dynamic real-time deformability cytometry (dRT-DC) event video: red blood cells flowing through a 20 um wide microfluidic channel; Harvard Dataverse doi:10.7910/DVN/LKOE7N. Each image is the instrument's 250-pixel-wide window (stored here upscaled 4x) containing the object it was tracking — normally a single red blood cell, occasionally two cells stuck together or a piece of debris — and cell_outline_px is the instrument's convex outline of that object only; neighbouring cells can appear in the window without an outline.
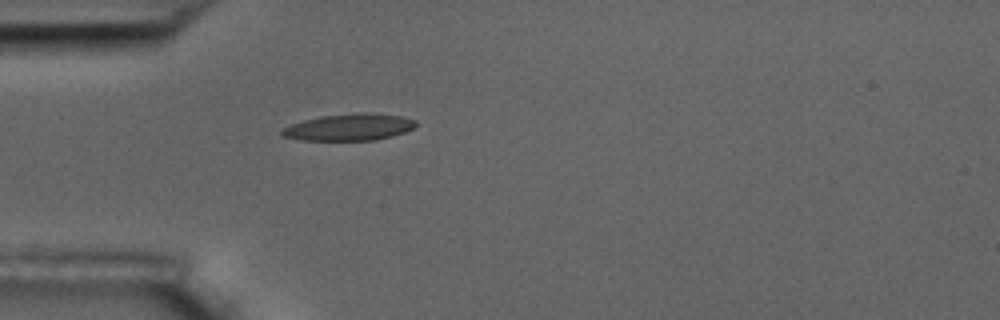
{"species": "common noctule bat (a hibernating species)", "species_latin": "Nyctalus noctula", "temperature_condition": "room temperature", "stored_images_in_passage": 1, "camera_frame_rate_fps": 3000, "um_per_image_px": 0.085, "animal": {"sex": "male", "body_mass_g": 17.5, "forearm_length_mm": 52.3}, "frame": {"image": 1, "passage_image": 1, "time_ms": 0.0, "image_size_px": [1000, 320], "cell_outline_px": [[416, 124], [412, 128], [404, 132], [392, 136], [376, 140], [300, 140], [280, 136], [280, 128], [304, 120], [320, 116], [356, 112], [372, 112], [404, 116], [416, 120]], "centroid_in_image_um": [29.66, 10.8], "position_along_channel_um": 55.3, "area_um2": 21.21}}